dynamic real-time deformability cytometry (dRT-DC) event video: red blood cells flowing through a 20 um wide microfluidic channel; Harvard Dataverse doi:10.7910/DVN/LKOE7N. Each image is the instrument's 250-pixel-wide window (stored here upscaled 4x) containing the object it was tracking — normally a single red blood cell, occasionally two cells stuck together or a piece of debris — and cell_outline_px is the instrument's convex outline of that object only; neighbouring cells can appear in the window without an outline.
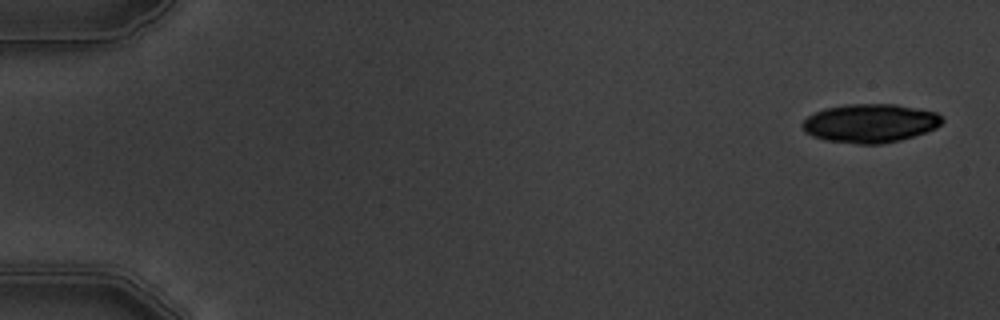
{"species": "common noctule bat (a hibernating species)", "species_latin": "Nyctalus noctula", "temperature_condition": "warm", "stored_images_in_passage": 4, "camera_frame_rate_fps": 3000, "um_per_image_px": 0.085, "animal": {"sex": "male", "body_mass_g": 19.5, "forearm_length_mm": 54.6}, "frame": {"image": 1, "passage_image": 1, "time_ms": 0.0, "image_size_px": [1000, 320], "cell_outline_px": [[944, 120], [936, 128], [900, 140], [880, 144], [856, 144], [824, 140], [812, 136], [804, 132], [800, 124], [808, 116], [824, 108], [848, 104], [896, 104], [936, 112], [944, 116]], "centroid_in_image_um": [73.94, 10.47], "position_along_channel_um": 11.1, "area_um2": 31.62}}